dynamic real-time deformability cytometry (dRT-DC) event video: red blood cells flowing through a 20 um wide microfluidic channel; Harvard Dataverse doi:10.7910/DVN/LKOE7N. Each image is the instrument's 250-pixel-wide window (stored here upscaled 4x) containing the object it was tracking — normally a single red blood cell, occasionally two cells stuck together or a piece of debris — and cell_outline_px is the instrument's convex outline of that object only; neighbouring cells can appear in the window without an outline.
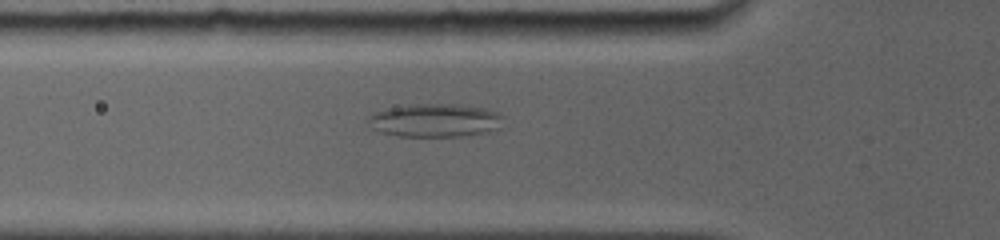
{"species": "common noctule bat (a hibernating species)", "species_latin": "Nyctalus noctula", "temperature_condition": "room temperature", "stored_images_in_passage": 5, "camera_frame_rate_fps": 5000, "um_per_image_px": 0.085, "animal": {"sex": "female", "body_mass_g": 19.0, "forearm_length_mm": 56.7}, "frame": {"image": 1, "passage_image": 5, "time_ms": 3.8, "image_size_px": [1000, 240], "cell_outline_px": [[504, 116], [496, 128], [488, 132], [460, 136], [400, 136], [380, 132], [372, 128], [368, 120], [368, 116], [376, 112], [388, 108], [416, 104], [452, 104], [484, 108], [496, 112]], "centroid_in_image_um": [36.95, 10.23], "position_along_channel_um": 88.8, "area_um2": 25.84}}